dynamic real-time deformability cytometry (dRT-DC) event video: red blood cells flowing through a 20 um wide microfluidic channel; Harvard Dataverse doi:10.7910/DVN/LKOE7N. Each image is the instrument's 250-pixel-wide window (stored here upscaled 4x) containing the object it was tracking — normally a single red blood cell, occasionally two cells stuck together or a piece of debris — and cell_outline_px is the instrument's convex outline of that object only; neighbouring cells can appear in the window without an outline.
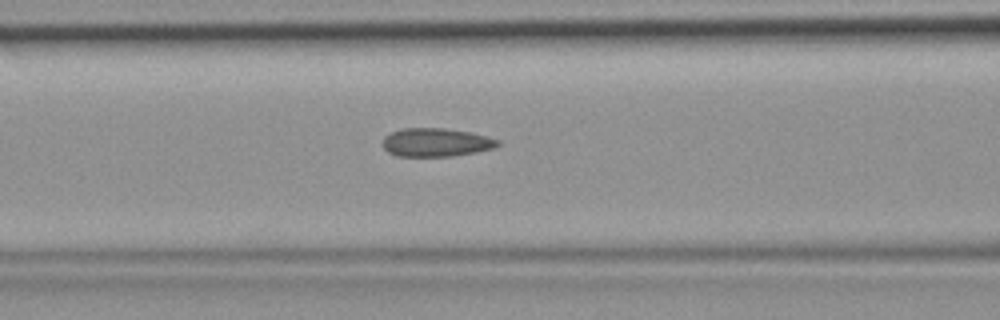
{"species": "common noctule bat (a hibernating species)", "species_latin": "Nyctalus noctula", "temperature_condition": "room temperature", "stored_images_in_passage": 38, "camera_frame_rate_fps": 3000, "um_per_image_px": 0.085, "animal": {"sex": "female", "body_mass_g": 19.9}, "frame": {"image": 1, "passage_image": 12, "time_ms": 3.667, "image_size_px": [1000, 320], "cell_outline_px": [[500, 144], [492, 148], [476, 152], [452, 156], [396, 156], [388, 152], [384, 148], [384, 136], [400, 128], [444, 128], [468, 132], [500, 140]], "centroid_in_image_um": [37.04, 12.1], "position_along_channel_um": 129.6, "area_um2": 18.9}}
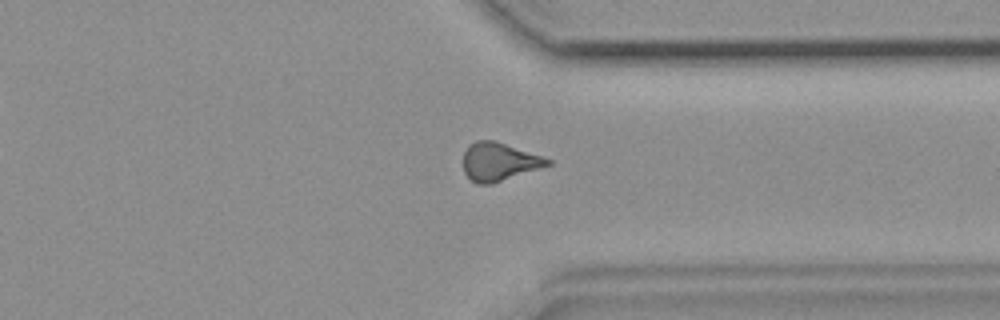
{"frame": {"image": 2, "passage_image": 28, "time_ms": 9.0, "image_size_px": [1000, 320], "cell_outline_px": [[552, 164], [492, 184], [476, 184], [464, 172], [464, 152], [468, 144], [476, 140], [496, 140], [552, 160]], "centroid_in_image_um": [42.4, 13.74], "position_along_channel_um": 369.0, "area_um2": 18.73}}
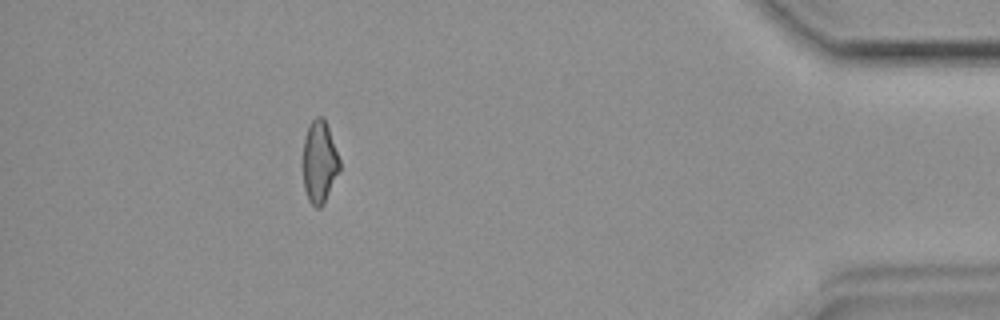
{"frame": {"image": 3, "passage_image": 34, "time_ms": 11.0, "image_size_px": [1000, 320], "cell_outline_px": [[340, 168], [324, 204], [320, 208], [316, 208], [308, 200], [304, 188], [300, 164], [304, 140], [308, 124], [316, 116], [324, 116], [340, 160]], "centroid_in_image_um": [27.1, 13.76], "position_along_channel_um": 408.1, "area_um2": 18.15}}